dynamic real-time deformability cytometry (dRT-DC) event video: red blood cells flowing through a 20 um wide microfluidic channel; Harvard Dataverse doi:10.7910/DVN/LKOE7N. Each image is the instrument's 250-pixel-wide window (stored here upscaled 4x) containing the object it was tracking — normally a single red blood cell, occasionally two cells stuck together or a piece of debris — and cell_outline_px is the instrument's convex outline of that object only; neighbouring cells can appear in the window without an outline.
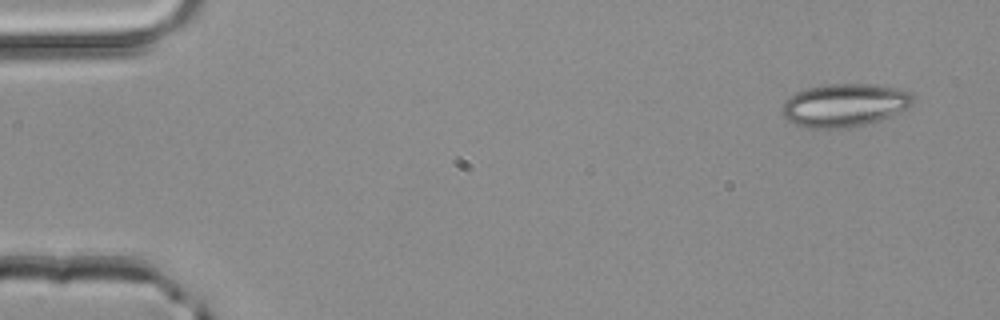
{"species": "common noctule bat (a hibernating species)", "species_latin": "Nyctalus noctula", "temperature_condition": "room temperature", "stored_images_in_passage": 3, "camera_frame_rate_fps": 3000, "um_per_image_px": 0.085, "animal": {"sex": "male", "body_mass_g": 20.4}, "frame": {"image": 1, "passage_image": 1, "time_ms": 0.0, "image_size_px": [1000, 320], "cell_outline_px": [[916, 100], [912, 104], [892, 116], [872, 124], [848, 128], [808, 128], [796, 124], [788, 120], [780, 112], [780, 108], [784, 100], [796, 92], [808, 88], [828, 84], [876, 84], [904, 88], [912, 92]], "centroid_in_image_um": [71.84, 8.94], "position_along_channel_um": 13.2, "area_um2": 33.64}}